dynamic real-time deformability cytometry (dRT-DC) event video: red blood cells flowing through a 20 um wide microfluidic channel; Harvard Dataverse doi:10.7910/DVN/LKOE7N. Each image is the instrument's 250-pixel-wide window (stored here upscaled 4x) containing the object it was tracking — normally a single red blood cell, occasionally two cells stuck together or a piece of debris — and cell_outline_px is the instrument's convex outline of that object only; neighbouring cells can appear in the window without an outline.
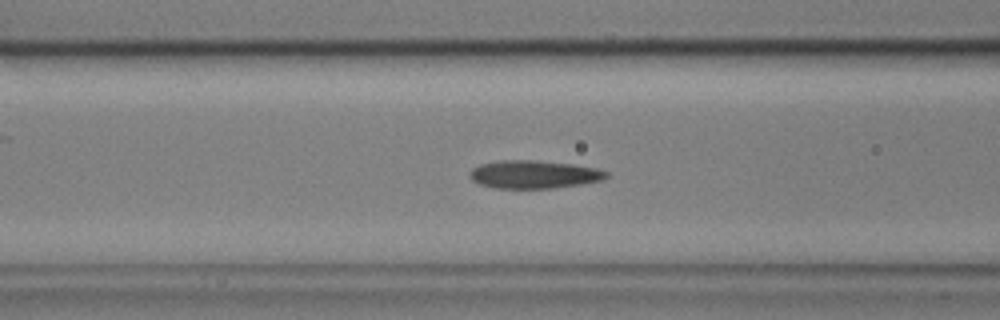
{"species": "common noctule bat (a hibernating species)", "species_latin": "Nyctalus noctula", "temperature_condition": "cold", "stored_images_in_passage": 42, "camera_frame_rate_fps": 3000, "um_per_image_px": 0.085, "animal": {"sex": "male", "body_mass_g": 17.9, "forearm_length_mm": 54.2}, "frame": {"image": 1, "passage_image": 7, "time_ms": 2.0, "image_size_px": [1000, 320], "cell_outline_px": [[608, 176], [604, 180], [580, 184], [552, 188], [496, 188], [480, 184], [472, 180], [468, 176], [468, 172], [472, 168], [480, 164], [500, 160], [532, 160], [572, 164], [596, 168], [608, 172]], "centroid_in_image_um": [45.36, 14.82], "position_along_channel_um": 121.2, "area_um2": 22.31}}
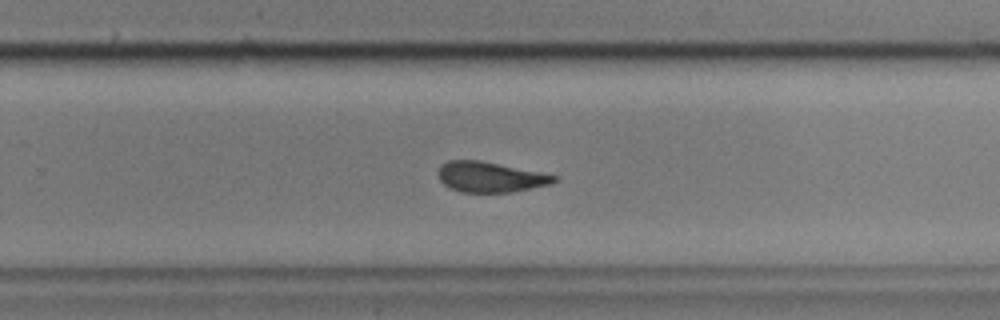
{"frame": {"image": 2, "passage_image": 21, "time_ms": 6.667, "image_size_px": [1000, 320], "cell_outline_px": [[560, 180], [552, 184], [512, 192], [460, 192], [444, 184], [440, 180], [440, 168], [448, 160], [480, 160], [560, 176]], "centroid_in_image_um": [41.76, 15.05], "position_along_channel_um": 288.0, "area_um2": 20.4}}
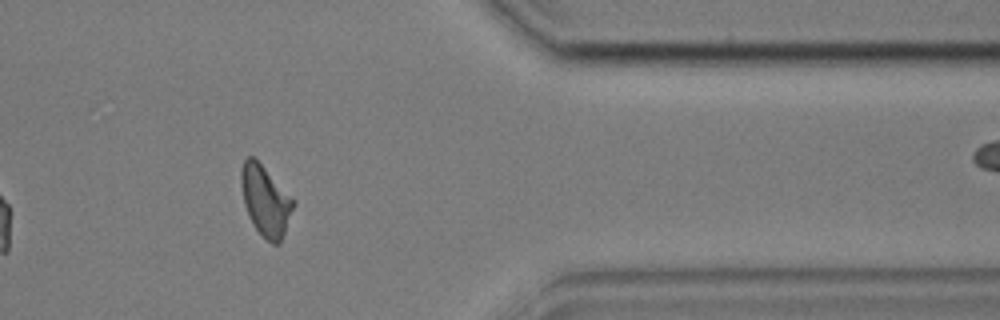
{"frame": {"image": 3, "passage_image": 31, "time_ms": 10.0, "image_size_px": [1000, 320], "cell_outline_px": [[296, 204], [280, 244], [272, 244], [252, 224], [248, 216], [244, 204], [240, 184], [240, 168], [244, 160], [248, 156], [252, 156], [296, 200]], "centroid_in_image_um": [22.57, 17.07], "position_along_channel_um": 388.8, "area_um2": 21.44}, "authors_computed_cell_mechanics": {"area_um2": 21.6461, "velocity_mm_per_s": 3.5821, "shape_relaxation_time_tau1_ms": null, "shape_relaxation_time_tau2_ms": 3.5737, "deformation_change_tau1": null, "deformation_change_tau2": 0.108}}